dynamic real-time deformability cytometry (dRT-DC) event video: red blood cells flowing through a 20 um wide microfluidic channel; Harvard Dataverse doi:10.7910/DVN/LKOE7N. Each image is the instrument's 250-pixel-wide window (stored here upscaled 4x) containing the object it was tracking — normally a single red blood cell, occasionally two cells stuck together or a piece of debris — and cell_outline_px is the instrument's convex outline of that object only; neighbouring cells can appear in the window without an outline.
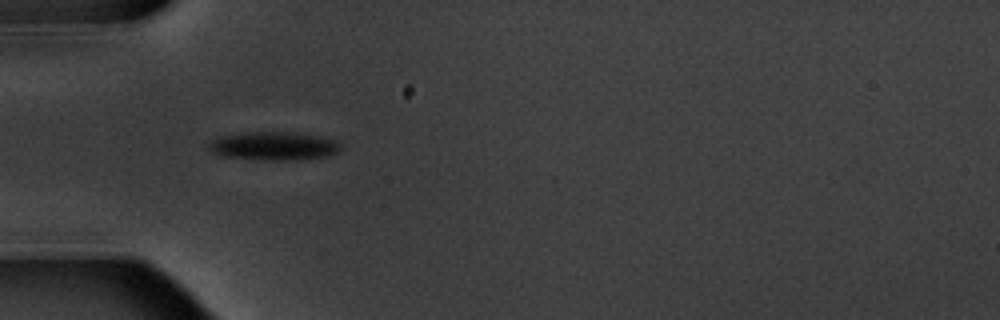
{"species": "common noctule bat (a hibernating species)", "species_latin": "Nyctalus noctula", "temperature_condition": "warm", "stored_images_in_passage": 2, "camera_frame_rate_fps": 3000, "um_per_image_px": 0.085, "animal": {"sex": "male", "body_mass_g": 20.1, "forearm_length_mm": 53.5}, "frame": {"image": 1, "passage_image": 1, "time_ms": 0.0, "image_size_px": [1000, 320], "cell_outline_px": [[340, 152], [328, 156], [296, 160], [260, 160], [224, 156], [212, 152], [208, 148], [208, 144], [212, 140], [220, 136], [252, 132], [288, 132], [320, 136], [336, 140], [340, 144]], "centroid_in_image_um": [23.3, 12.42], "position_along_channel_um": 61.7, "area_um2": 21.85}}
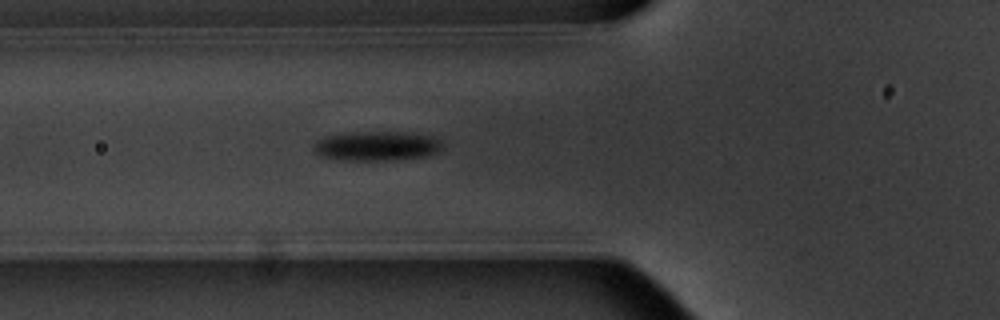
{"frame": {"image": 2, "passage_image": 2, "time_ms": 1.0, "image_size_px": [1000, 320], "cell_outline_px": [[444, 144], [436, 152], [428, 156], [388, 160], [348, 160], [320, 156], [312, 148], [312, 144], [316, 140], [324, 136], [356, 132], [388, 132], [432, 136], [440, 140]], "centroid_in_image_um": [31.98, 12.41], "position_along_channel_um": 93.8, "area_um2": 21.85}}